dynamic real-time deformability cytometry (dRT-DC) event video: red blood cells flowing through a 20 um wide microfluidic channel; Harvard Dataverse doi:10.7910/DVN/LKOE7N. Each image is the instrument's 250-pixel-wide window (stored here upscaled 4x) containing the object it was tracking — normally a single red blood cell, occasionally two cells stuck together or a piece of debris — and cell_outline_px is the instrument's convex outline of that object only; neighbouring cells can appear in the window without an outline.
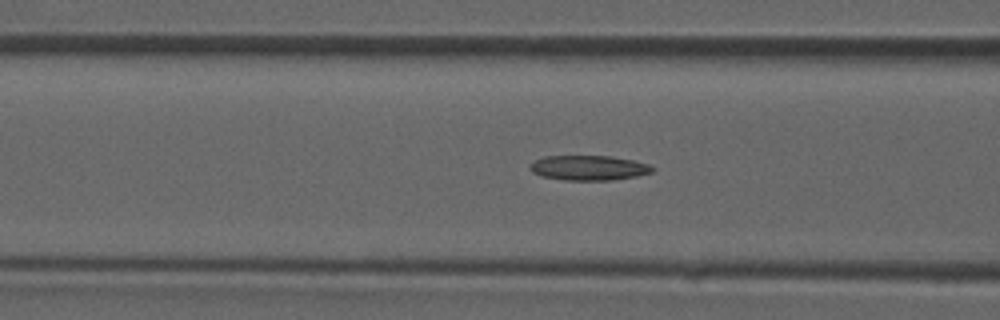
{"species": "common noctule bat (a hibernating species)", "species_latin": "Nyctalus noctula", "temperature_condition": "room temperature", "stored_images_in_passage": 39, "camera_frame_rate_fps": 3000, "um_per_image_px": 0.085, "animal": {"sex": "male", "forearm_length_mm": 52.5}, "frame": {"image": 1, "passage_image": 17, "time_ms": 5.333, "image_size_px": [1000, 320], "cell_outline_px": [[656, 168], [652, 172], [636, 176], [612, 180], [564, 180], [540, 176], [532, 172], [528, 168], [536, 160], [544, 156], [608, 156], [632, 160], [648, 164]], "centroid_in_image_um": [50.03, 14.27], "position_along_channel_um": 116.6, "area_um2": 17.69}}